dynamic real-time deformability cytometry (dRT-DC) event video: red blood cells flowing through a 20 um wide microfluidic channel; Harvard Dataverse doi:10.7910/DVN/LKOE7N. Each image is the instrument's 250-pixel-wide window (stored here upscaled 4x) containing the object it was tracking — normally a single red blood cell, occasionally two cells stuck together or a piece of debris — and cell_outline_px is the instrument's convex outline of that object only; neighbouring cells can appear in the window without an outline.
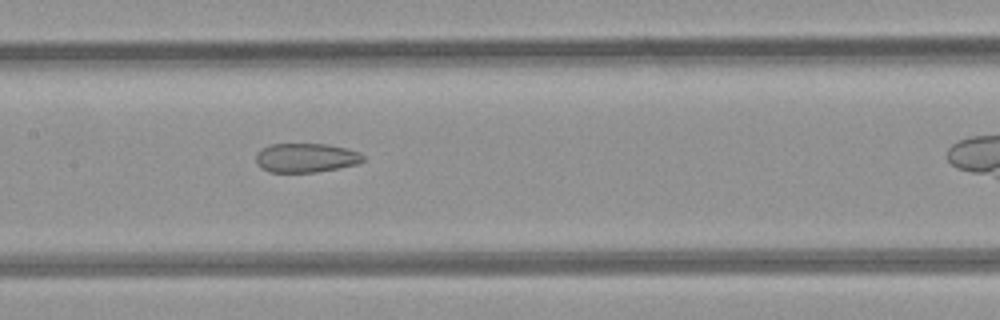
{"species": "common noctule bat (a hibernating species)", "species_latin": "Nyctalus noctula", "temperature_condition": "room temperature", "stored_images_in_passage": 5, "segment_of_instrument_passage": [1, 2], "camera_frame_rate_fps": 3000, "um_per_image_px": 0.085, "animal": {"sex": "female", "body_mass_g": 21.9}, "frame": {"image": 1, "passage_image": 4, "time_ms": 3.667, "image_size_px": [1000, 320], "cell_outline_px": [[364, 160], [356, 164], [316, 172], [268, 172], [256, 164], [256, 152], [260, 148], [272, 144], [328, 144], [360, 152], [364, 156]], "centroid_in_image_um": [25.96, 13.41], "position_along_channel_um": 181.4, "area_um2": 18.21}}